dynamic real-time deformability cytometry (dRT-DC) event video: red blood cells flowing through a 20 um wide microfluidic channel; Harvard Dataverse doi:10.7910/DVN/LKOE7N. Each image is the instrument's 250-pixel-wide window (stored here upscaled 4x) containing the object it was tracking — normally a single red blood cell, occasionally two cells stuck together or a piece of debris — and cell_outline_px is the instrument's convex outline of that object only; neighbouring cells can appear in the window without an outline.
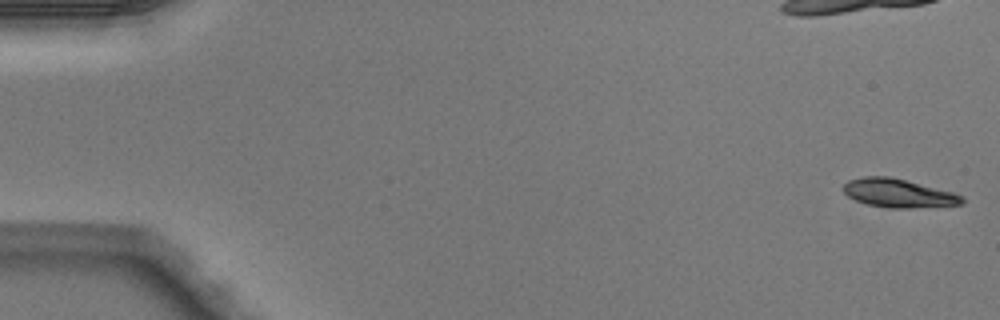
{"species": "Egyptian fruit bat (a non-hibernating species)", "species_latin": "Rousettus aegyptiacus", "temperature_condition": "warm", "stored_images_in_passage": 9, "camera_frame_rate_fps": 3000, "um_per_image_px": 0.085, "animal": {"sex": "male"}, "frame": {"image": 1, "passage_image": 1, "time_ms": 0.0, "image_size_px": [1000, 320], "cell_outline_px": [[964, 204], [912, 208], [888, 208], [868, 204], [856, 200], [848, 196], [844, 192], [844, 184], [848, 180], [864, 176], [892, 176], [952, 192], [964, 196]], "centroid_in_image_um": [76.38, 16.41], "position_along_channel_um": 8.6, "area_um2": 19.77}}